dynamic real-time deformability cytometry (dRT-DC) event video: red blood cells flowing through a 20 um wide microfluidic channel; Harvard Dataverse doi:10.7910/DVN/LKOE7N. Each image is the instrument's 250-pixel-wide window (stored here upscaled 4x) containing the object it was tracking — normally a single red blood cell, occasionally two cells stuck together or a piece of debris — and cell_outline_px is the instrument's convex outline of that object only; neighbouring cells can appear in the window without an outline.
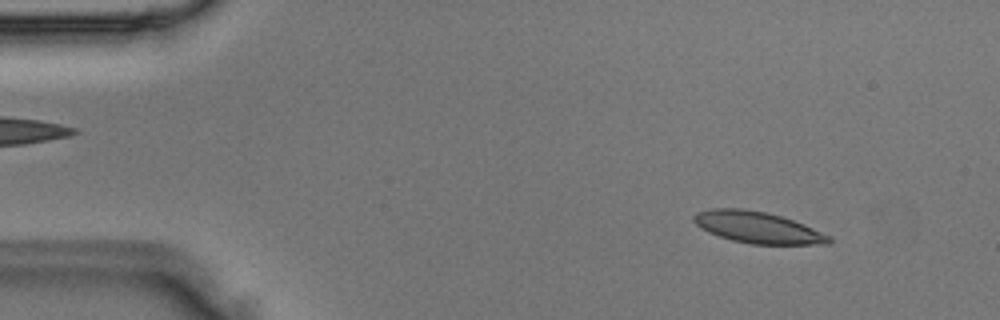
{"species": "Egyptian fruit bat (a non-hibernating species)", "species_latin": "Rousettus aegyptiacus", "temperature_condition": "room temperature", "stored_images_in_passage": 48, "camera_frame_rate_fps": 3000, "um_per_image_px": 0.085, "animal": {"sex": "male"}, "frame": {"image": 1, "passage_image": 5, "time_ms": 1.333, "image_size_px": [1000, 320], "cell_outline_px": [[832, 244], [752, 244], [732, 240], [708, 232], [700, 228], [692, 220], [692, 216], [696, 212], [712, 208], [740, 208], [768, 212], [804, 224], [832, 236]], "centroid_in_image_um": [64.4, 19.32], "position_along_channel_um": 20.6, "area_um2": 24.91}}
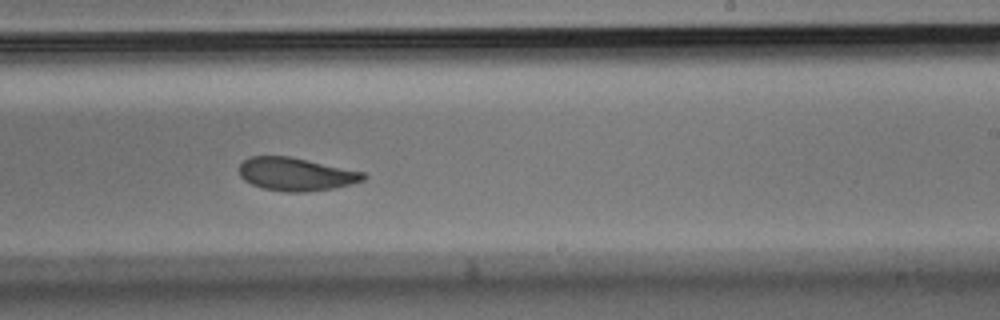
{"frame": {"image": 2, "passage_image": 29, "time_ms": 9.333, "image_size_px": [1000, 320], "cell_outline_px": [[368, 176], [364, 180], [336, 188], [304, 192], [284, 192], [264, 188], [252, 184], [244, 180], [240, 176], [240, 164], [248, 156], [288, 156], [308, 160], [364, 172]], "centroid_in_image_um": [25.16, 14.81], "position_along_channel_um": 263.8, "area_um2": 23.93}}
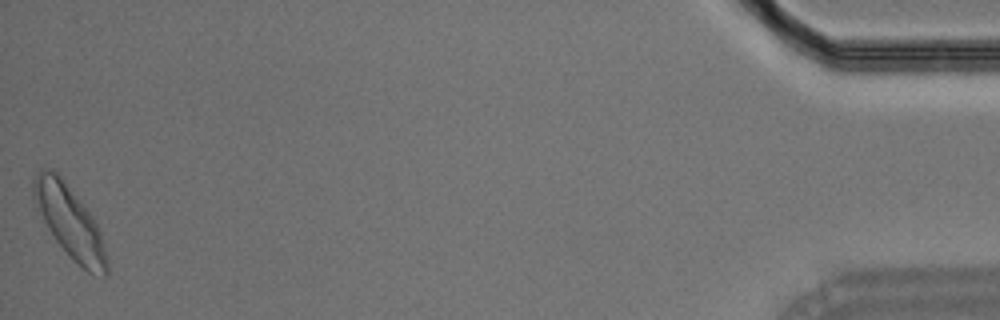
{"frame": {"image": 3, "passage_image": 48, "time_ms": 15.667, "image_size_px": [1000, 320], "cell_outline_px": [[108, 272], [104, 276], [88, 272], [72, 260], [56, 240], [36, 212], [32, 196], [32, 180], [40, 168], [52, 168], [64, 180], [92, 216], [100, 232], [108, 260]], "centroid_in_image_um": [5.87, 18.83], "position_along_channel_um": 429.3, "area_um2": 30.87}}